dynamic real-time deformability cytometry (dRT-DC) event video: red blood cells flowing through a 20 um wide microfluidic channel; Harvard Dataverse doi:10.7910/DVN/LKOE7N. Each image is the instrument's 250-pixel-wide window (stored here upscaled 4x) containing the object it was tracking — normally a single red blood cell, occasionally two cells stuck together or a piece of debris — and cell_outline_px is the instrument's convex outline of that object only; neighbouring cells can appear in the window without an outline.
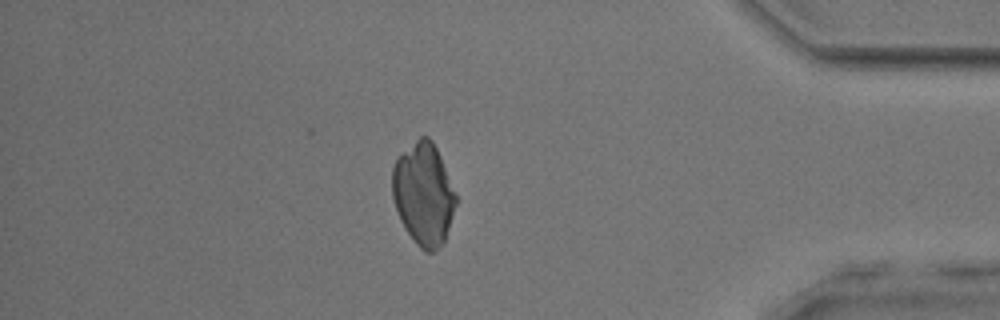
{"species": "common noctule bat (a hibernating species)", "species_latin": "Nyctalus noctula", "temperature_condition": "room temperature", "stored_images_in_passage": 53, "camera_frame_rate_fps": 3000, "um_per_image_px": 0.085, "animal": {"sex": "male", "body_mass_g": 17.9, "forearm_length_mm": 54.2}, "frame": {"image": 1, "passage_image": 46, "time_ms": 15.0, "image_size_px": [1000, 320], "cell_outline_px": [[456, 204], [444, 244], [432, 252], [424, 252], [416, 244], [404, 228], [400, 220], [392, 196], [392, 168], [396, 156], [420, 136], [428, 136], [432, 140], [440, 156], [456, 196]], "centroid_in_image_um": [35.97, 16.49], "position_along_channel_um": 399.2, "area_um2": 38.03}}
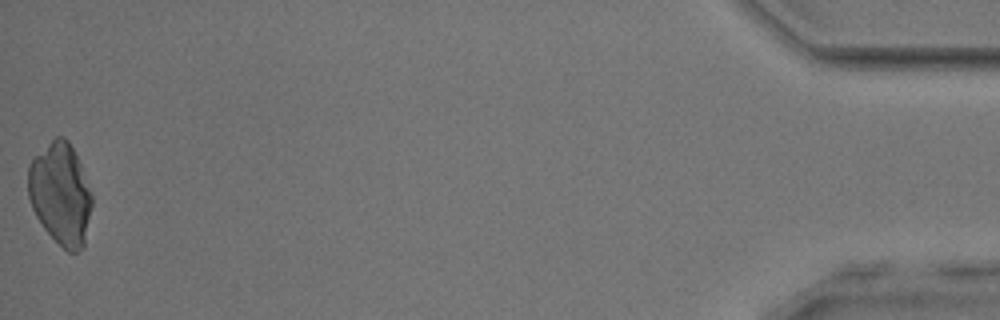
{"frame": {"image": 2, "passage_image": 53, "time_ms": 17.333, "image_size_px": [1000, 320], "cell_outline_px": [[92, 204], [84, 248], [76, 252], [68, 252], [44, 228], [36, 216], [32, 208], [28, 196], [28, 168], [32, 160], [56, 136], [64, 136], [68, 140], [80, 164], [92, 196]], "centroid_in_image_um": [5.15, 16.5], "position_along_channel_um": 430.1, "area_um2": 37.45}}